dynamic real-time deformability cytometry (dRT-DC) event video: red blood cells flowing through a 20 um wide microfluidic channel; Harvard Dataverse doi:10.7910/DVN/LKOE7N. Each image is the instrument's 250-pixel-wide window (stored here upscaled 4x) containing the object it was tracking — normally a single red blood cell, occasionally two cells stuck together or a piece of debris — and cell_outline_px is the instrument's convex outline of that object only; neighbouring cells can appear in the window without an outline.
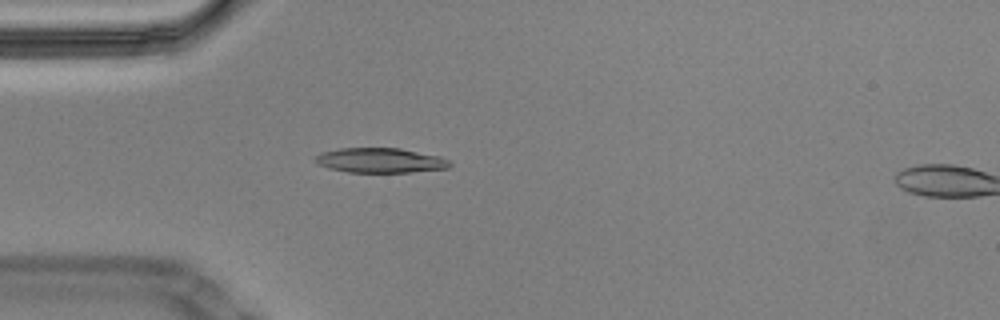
{"species": "Egyptian fruit bat (a non-hibernating species)", "species_latin": "Rousettus aegyptiacus", "temperature_condition": "cold", "stored_images_in_passage": 18, "camera_frame_rate_fps": 3000, "um_per_image_px": 0.085, "animal": {"sex": "male"}, "frame": {"image": 1, "passage_image": 16, "time_ms": 5.0, "image_size_px": [1000, 320], "cell_outline_px": [[452, 164], [448, 168], [412, 172], [348, 172], [328, 168], [320, 164], [316, 160], [316, 156], [320, 152], [340, 148], [400, 148], [440, 156], [448, 160]], "centroid_in_image_um": [32.35, 13.63], "position_along_channel_um": 52.7, "area_um2": 19.36}}